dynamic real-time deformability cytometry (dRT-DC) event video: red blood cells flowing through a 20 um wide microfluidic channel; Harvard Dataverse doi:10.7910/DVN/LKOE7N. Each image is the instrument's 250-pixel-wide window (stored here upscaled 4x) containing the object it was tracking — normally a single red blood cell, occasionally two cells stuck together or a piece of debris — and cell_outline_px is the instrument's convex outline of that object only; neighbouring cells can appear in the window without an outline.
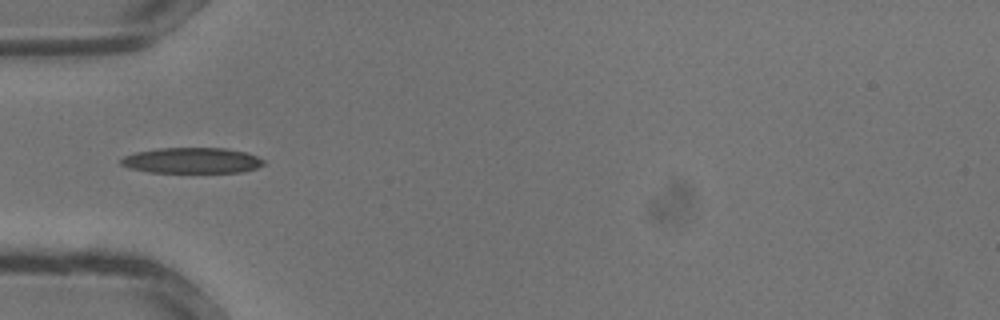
{"species": "common noctule bat (a hibernating species)", "species_latin": "Nyctalus noctula", "temperature_condition": "warm", "stored_images_in_passage": 33, "segment_of_instrument_passage": [2, 2], "camera_frame_rate_fps": 3000, "um_per_image_px": 0.085, "animal": {"sex": "male", "body_mass_g": 13.3}, "frame": {"image": 1, "passage_image": 11, "time_ms": 3.333, "image_size_px": [1000, 320], "cell_outline_px": [[264, 164], [256, 168], [244, 172], [148, 172], [128, 168], [120, 164], [120, 160], [124, 156], [136, 152], [160, 148], [224, 148], [244, 152], [256, 156], [264, 160]], "centroid_in_image_um": [16.29, 13.64], "position_along_channel_um": 68.7, "area_um2": 21.27}}
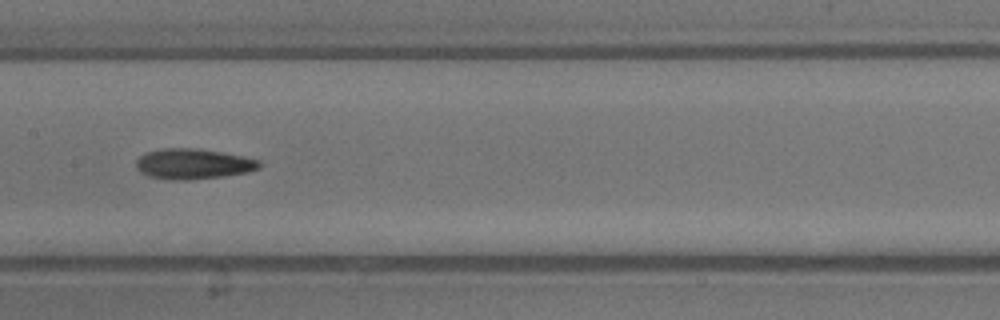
{"frame": {"image": 2, "passage_image": 17, "time_ms": 5.333, "image_size_px": [1000, 320], "cell_outline_px": [[264, 164], [260, 168], [248, 172], [220, 176], [188, 180], [172, 180], [148, 176], [140, 172], [136, 168], [136, 160], [144, 152], [164, 148], [200, 148], [244, 156], [260, 160]], "centroid_in_image_um": [16.43, 13.92], "position_along_channel_um": 191.0, "area_um2": 22.08}}
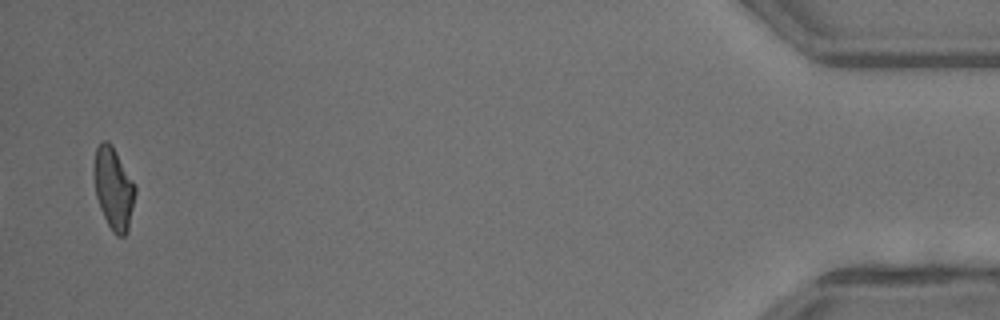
{"frame": {"image": 3, "passage_image": 33, "time_ms": 10.667, "image_size_px": [1000, 320], "cell_outline_px": [[136, 192], [128, 232], [124, 236], [116, 236], [112, 232], [100, 208], [96, 196], [92, 172], [92, 168], [96, 148], [104, 140], [108, 140], [112, 144], [136, 184]], "centroid_in_image_um": [9.65, 16.0], "position_along_channel_um": 425.5, "area_um2": 20.17}}